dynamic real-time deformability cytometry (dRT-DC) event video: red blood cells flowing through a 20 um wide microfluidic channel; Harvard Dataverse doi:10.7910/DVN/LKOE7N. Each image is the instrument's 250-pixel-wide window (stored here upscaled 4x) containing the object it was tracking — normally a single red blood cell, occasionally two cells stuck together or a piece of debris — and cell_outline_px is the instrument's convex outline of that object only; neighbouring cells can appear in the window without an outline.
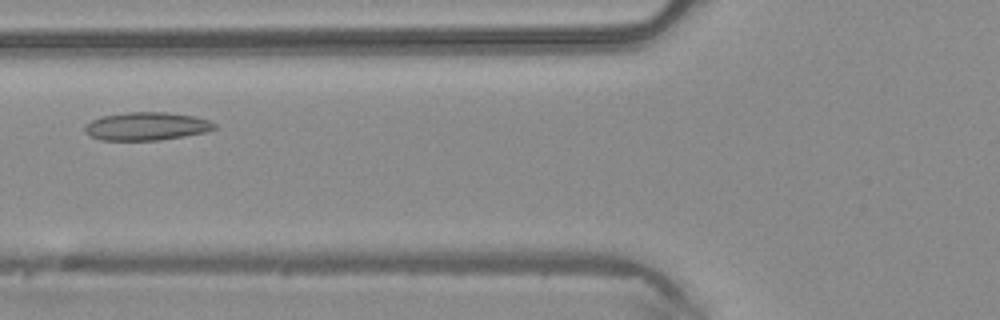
{"species": "common noctule bat (a hibernating species)", "species_latin": "Nyctalus noctula", "temperature_condition": "warm", "stored_images_in_passage": 36, "camera_frame_rate_fps": 3000, "um_per_image_px": 0.085, "animal": {"sex": "male", "body_mass_g": 20.4}, "frame": {"image": 1, "passage_image": 7, "time_ms": 2.0, "image_size_px": [1000, 320], "cell_outline_px": [[216, 128], [208, 132], [160, 140], [100, 140], [84, 132], [84, 124], [100, 116], [128, 112], [168, 112], [192, 116], [208, 120], [216, 124]], "centroid_in_image_um": [12.44, 10.73], "position_along_channel_um": 113.4, "area_um2": 21.33}}
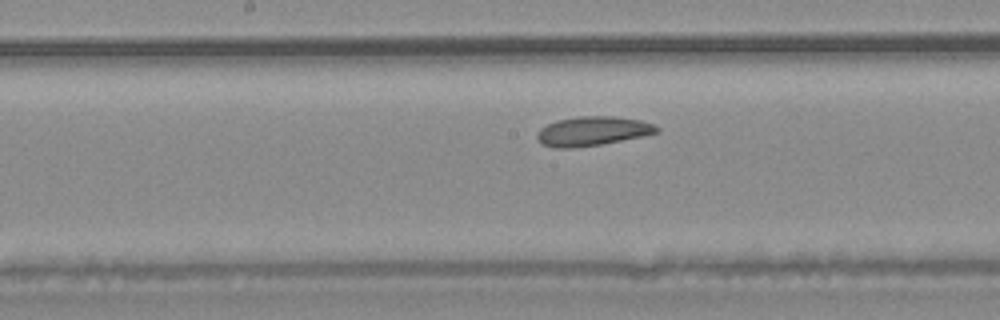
{"frame": {"image": 2, "passage_image": 13, "time_ms": 4.0, "image_size_px": [1000, 320], "cell_outline_px": [[660, 132], [600, 144], [572, 148], [556, 148], [544, 144], [536, 136], [540, 128], [556, 120], [580, 116], [616, 116], [640, 120], [652, 124], [660, 128]], "centroid_in_image_um": [50.37, 11.13], "position_along_channel_um": 197.8, "area_um2": 20.11}}
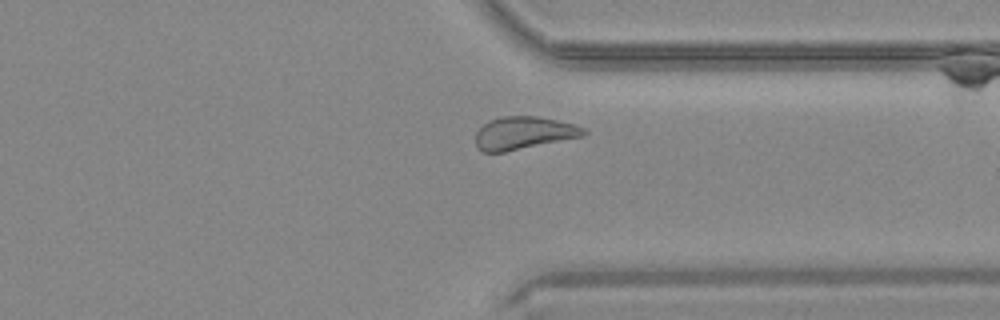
{"frame": {"image": 3, "passage_image": 25, "time_ms": 8.0, "image_size_px": [1000, 320], "cell_outline_px": [[588, 132], [584, 136], [504, 152], [484, 152], [476, 148], [476, 132], [488, 120], [500, 116], [536, 116], [576, 124], [584, 128]], "centroid_in_image_um": [44.51, 11.3], "position_along_channel_um": 366.9, "area_um2": 20.69}}